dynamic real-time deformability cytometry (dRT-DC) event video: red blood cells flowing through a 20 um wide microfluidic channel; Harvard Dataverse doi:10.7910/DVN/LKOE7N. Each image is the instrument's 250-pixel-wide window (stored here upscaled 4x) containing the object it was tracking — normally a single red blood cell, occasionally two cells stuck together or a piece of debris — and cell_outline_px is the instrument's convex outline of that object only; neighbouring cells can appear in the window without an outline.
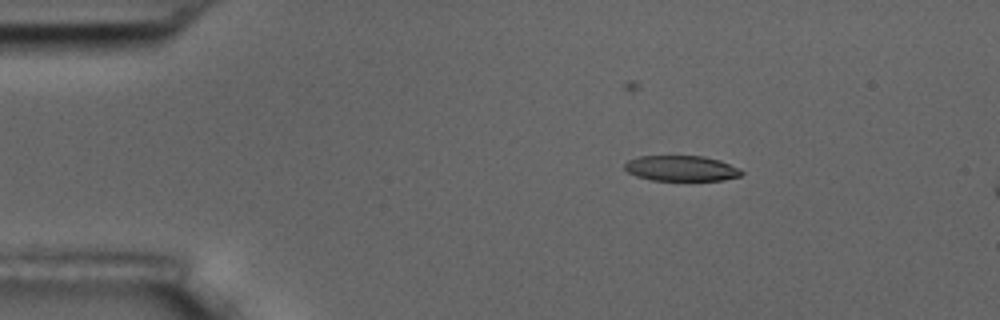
{"species": "common noctule bat (a hibernating species)", "species_latin": "Nyctalus noctula", "temperature_condition": "room temperature", "stored_images_in_passage": 4, "camera_frame_rate_fps": 3000, "um_per_image_px": 0.085, "animal": {"sex": "male", "body_mass_g": 17.5, "forearm_length_mm": 52.3}, "frame": {"image": 1, "passage_image": 2, "time_ms": 1.333, "image_size_px": [1000, 320], "cell_outline_px": [[744, 172], [740, 176], [724, 180], [652, 180], [636, 176], [628, 172], [624, 168], [624, 164], [628, 160], [640, 156], [704, 156], [720, 160], [740, 168]], "centroid_in_image_um": [57.93, 14.31], "position_along_channel_um": 27.1, "area_um2": 17.4}}